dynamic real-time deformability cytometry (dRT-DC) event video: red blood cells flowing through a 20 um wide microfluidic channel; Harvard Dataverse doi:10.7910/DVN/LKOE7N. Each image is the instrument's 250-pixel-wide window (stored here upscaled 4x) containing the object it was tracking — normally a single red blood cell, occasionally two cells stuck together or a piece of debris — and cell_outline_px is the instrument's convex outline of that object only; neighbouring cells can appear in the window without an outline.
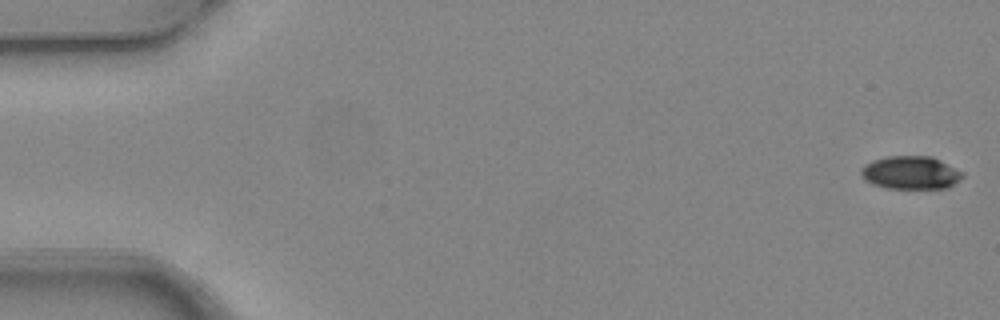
{"species": "common noctule bat (a hibernating species)", "species_latin": "Nyctalus noctula", "temperature_condition": "warm", "stored_images_in_passage": 5, "camera_frame_rate_fps": 3000, "um_per_image_px": 0.085, "animal": {"sex": "female", "body_mass_g": 24.6, "forearm_length_mm": 56.2}, "frame": {"image": 1, "passage_image": 1, "time_ms": 0.0, "image_size_px": [1000, 320], "cell_outline_px": [[964, 176], [960, 180], [948, 188], [888, 188], [872, 184], [864, 180], [860, 176], [860, 168], [864, 164], [872, 160], [888, 156], [932, 156], [964, 172]], "centroid_in_image_um": [77.39, 14.67], "position_along_channel_um": 7.6, "area_um2": 19.83}}
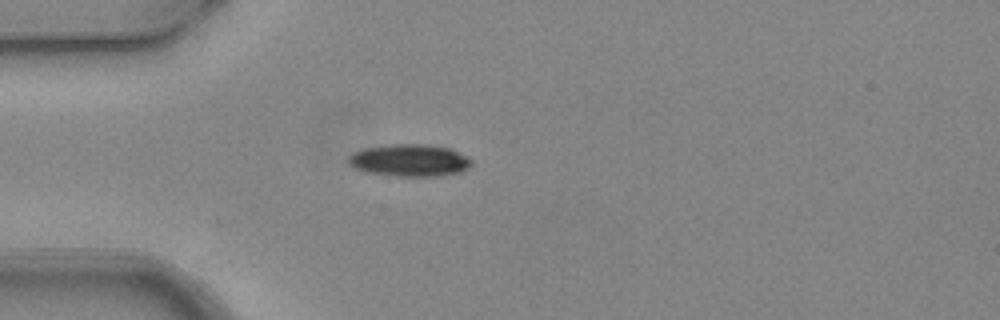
{"frame": {"image": 2, "passage_image": 5, "time_ms": 1.333, "image_size_px": [1000, 320], "cell_outline_px": [[472, 164], [468, 168], [460, 172], [440, 176], [396, 176], [364, 172], [348, 164], [348, 156], [352, 152], [364, 148], [392, 144], [428, 144], [448, 148], [468, 156], [472, 160]], "centroid_in_image_um": [34.8, 13.63], "position_along_channel_um": 50.2, "area_um2": 23.29}}